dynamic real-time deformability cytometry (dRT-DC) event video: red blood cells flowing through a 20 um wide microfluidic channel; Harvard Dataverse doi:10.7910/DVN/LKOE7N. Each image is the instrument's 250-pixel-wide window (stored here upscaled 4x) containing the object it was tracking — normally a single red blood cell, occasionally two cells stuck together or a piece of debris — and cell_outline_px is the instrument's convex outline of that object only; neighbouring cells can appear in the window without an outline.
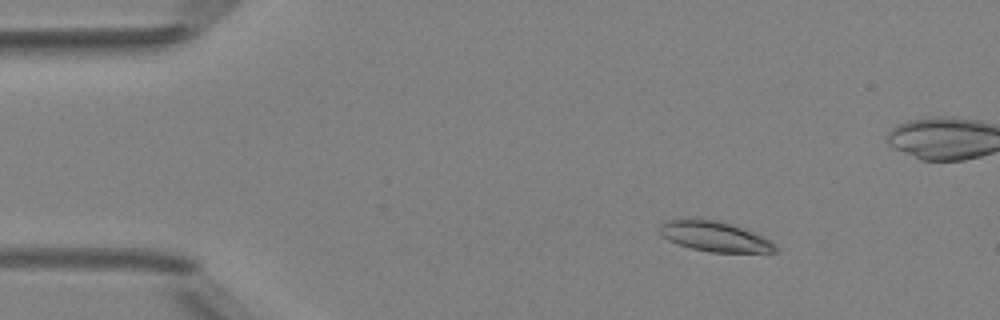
{"species": "Egyptian fruit bat (a non-hibernating species)", "species_latin": "Rousettus aegyptiacus", "temperature_condition": "room temperature", "stored_images_in_passage": 4, "camera_frame_rate_fps": 3000, "um_per_image_px": 0.085, "animal": {"sex": "female"}, "frame": {"image": 1, "passage_image": 1, "time_ms": 0.0, "image_size_px": [1000, 320], "cell_outline_px": [[780, 248], [776, 252], [708, 252], [692, 248], [668, 240], [660, 236], [656, 228], [660, 224], [668, 220], [680, 216], [700, 216], [716, 220], [752, 232], [776, 244]], "centroid_in_image_um": [60.62, 20.05], "position_along_channel_um": 24.4, "area_um2": 20.87}}